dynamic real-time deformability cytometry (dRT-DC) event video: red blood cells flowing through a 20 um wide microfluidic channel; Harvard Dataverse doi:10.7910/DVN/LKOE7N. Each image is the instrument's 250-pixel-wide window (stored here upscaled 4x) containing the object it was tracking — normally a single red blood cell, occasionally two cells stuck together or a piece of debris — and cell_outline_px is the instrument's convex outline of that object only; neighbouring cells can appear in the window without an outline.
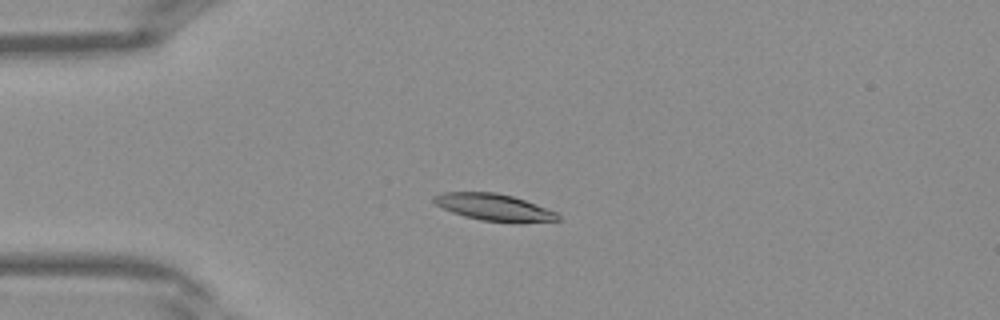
{"species": "Egyptian fruit bat (a non-hibernating species)", "species_latin": "Rousettus aegyptiacus", "temperature_condition": "warm", "stored_images_in_passage": 38, "camera_frame_rate_fps": 3000, "um_per_image_px": 0.085, "frame": {"image": 1, "passage_image": 11, "time_ms": 3.333, "image_size_px": [1000, 320], "cell_outline_px": [[560, 220], [520, 224], [516, 224], [480, 220], [464, 216], [452, 212], [436, 204], [432, 200], [432, 196], [440, 192], [496, 192], [512, 196], [524, 200], [556, 212], [560, 216]], "centroid_in_image_um": [42.0, 17.64], "position_along_channel_um": 43.0, "area_um2": 19.71}}
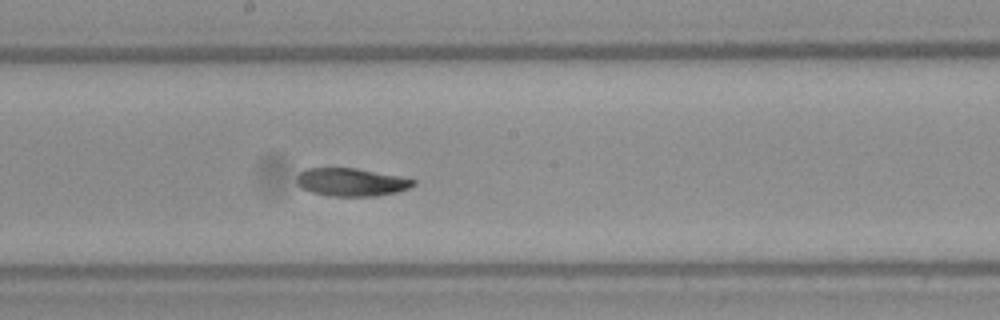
{"frame": {"image": 2, "passage_image": 23, "time_ms": 7.333, "image_size_px": [1000, 320], "cell_outline_px": [[416, 184], [408, 188], [396, 192], [376, 196], [328, 196], [312, 192], [300, 188], [296, 180], [296, 176], [300, 172], [308, 168], [356, 168], [416, 180]], "centroid_in_image_um": [29.82, 15.49], "position_along_channel_um": 218.4, "area_um2": 18.9}}
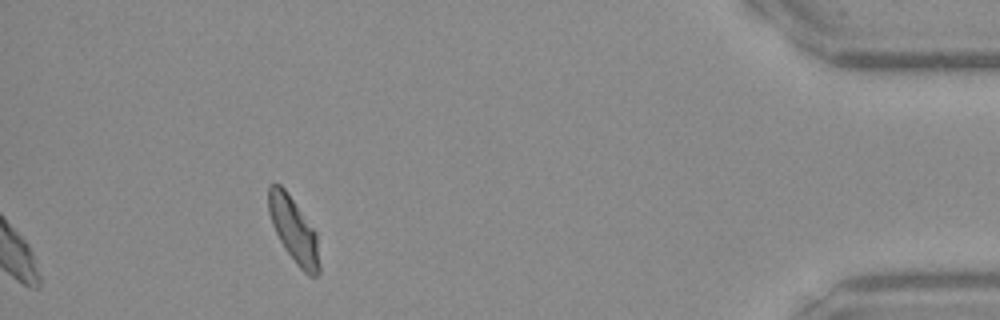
{"frame": {"image": 3, "passage_image": 38, "time_ms": 12.333, "image_size_px": [1000, 320], "cell_outline_px": [[320, 272], [316, 276], [308, 276], [296, 264], [284, 248], [272, 224], [268, 212], [268, 188], [272, 184], [280, 184], [284, 188], [316, 232], [320, 264]], "centroid_in_image_um": [24.97, 19.58], "position_along_channel_um": 410.2, "area_um2": 19.13}}